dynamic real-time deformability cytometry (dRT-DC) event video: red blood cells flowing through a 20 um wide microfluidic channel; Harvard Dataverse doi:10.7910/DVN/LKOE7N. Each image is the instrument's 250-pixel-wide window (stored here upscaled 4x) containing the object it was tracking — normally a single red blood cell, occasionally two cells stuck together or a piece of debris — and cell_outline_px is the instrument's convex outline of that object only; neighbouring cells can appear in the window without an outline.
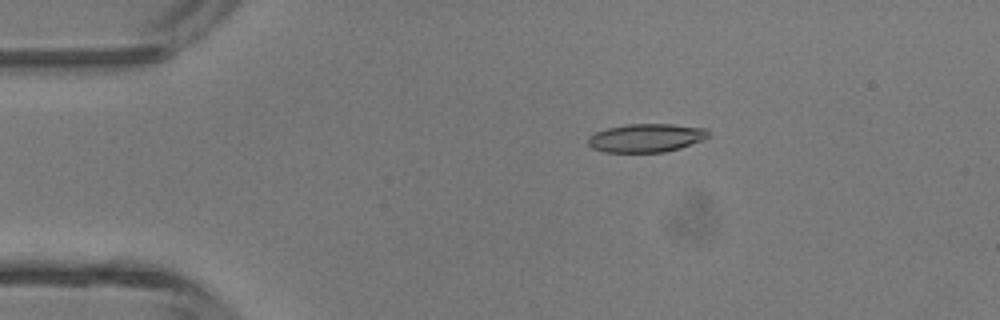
{"species": "common noctule bat (a hibernating species)", "species_latin": "Nyctalus noctula", "temperature_condition": "room temperature", "stored_images_in_passage": 4, "camera_frame_rate_fps": 3000, "um_per_image_px": 0.085, "animal": {"sex": "male", "body_mass_g": 13.3}, "frame": {"image": 1, "passage_image": 3, "time_ms": 2.333, "image_size_px": [1000, 320], "cell_outline_px": [[708, 136], [704, 140], [680, 148], [664, 152], [604, 152], [592, 148], [588, 144], [588, 136], [596, 132], [608, 128], [628, 124], [672, 124], [704, 128], [708, 132]], "centroid_in_image_um": [54.91, 11.73], "position_along_channel_um": 30.1, "area_um2": 19.88}}
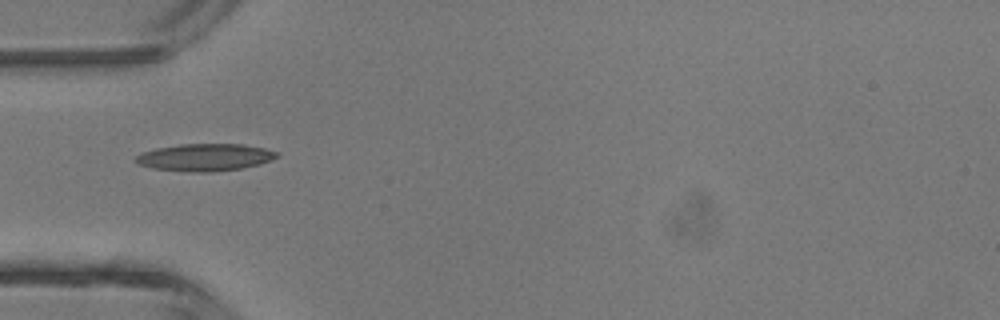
{"frame": {"image": 2, "passage_image": 4, "time_ms": 4.333, "image_size_px": [1000, 320], "cell_outline_px": [[280, 156], [272, 160], [260, 164], [240, 168], [212, 172], [188, 172], [152, 168], [140, 164], [136, 160], [136, 156], [144, 152], [156, 148], [180, 144], [240, 144], [264, 148], [280, 152]], "centroid_in_image_um": [17.48, 13.37], "position_along_channel_um": 67.5, "area_um2": 22.37}}